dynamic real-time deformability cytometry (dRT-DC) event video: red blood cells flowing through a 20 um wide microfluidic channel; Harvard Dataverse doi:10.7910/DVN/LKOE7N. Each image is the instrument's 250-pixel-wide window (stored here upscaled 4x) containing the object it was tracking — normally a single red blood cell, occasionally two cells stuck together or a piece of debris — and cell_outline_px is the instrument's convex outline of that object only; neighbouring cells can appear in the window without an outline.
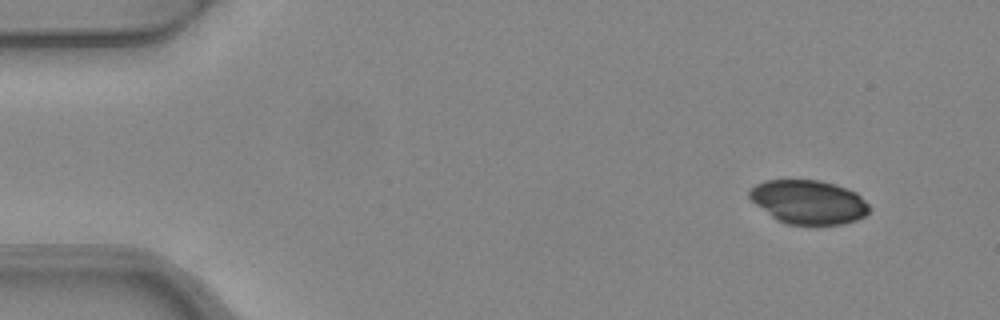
{"species": "common noctule bat (a hibernating species)", "species_latin": "Nyctalus noctula", "temperature_condition": "warm", "stored_images_in_passage": 4, "camera_frame_rate_fps": 3000, "um_per_image_px": 0.085, "animal": {"sex": "female", "body_mass_g": 24.6, "forearm_length_mm": 56.2}, "frame": {"image": 1, "passage_image": 1, "time_ms": 0.0, "image_size_px": [1000, 320], "cell_outline_px": [[868, 212], [864, 216], [856, 220], [840, 224], [784, 224], [776, 220], [756, 204], [748, 196], [748, 192], [756, 184], [764, 180], [820, 180], [856, 192], [868, 204]], "centroid_in_image_um": [68.69, 17.17], "position_along_channel_um": 16.3, "area_um2": 30.35}}
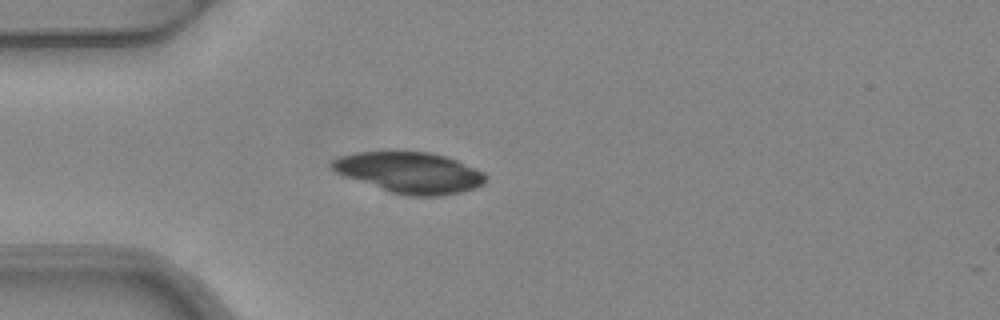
{"frame": {"image": 2, "passage_image": 4, "time_ms": 1.0, "image_size_px": [1000, 320], "cell_outline_px": [[488, 176], [484, 184], [476, 188], [460, 192], [440, 196], [408, 196], [388, 192], [344, 176], [336, 172], [328, 164], [332, 160], [340, 156], [356, 152], [392, 148], [428, 152], [444, 156], [456, 160], [484, 172]], "centroid_in_image_um": [34.78, 14.63], "position_along_channel_um": 50.2, "area_um2": 37.8}}